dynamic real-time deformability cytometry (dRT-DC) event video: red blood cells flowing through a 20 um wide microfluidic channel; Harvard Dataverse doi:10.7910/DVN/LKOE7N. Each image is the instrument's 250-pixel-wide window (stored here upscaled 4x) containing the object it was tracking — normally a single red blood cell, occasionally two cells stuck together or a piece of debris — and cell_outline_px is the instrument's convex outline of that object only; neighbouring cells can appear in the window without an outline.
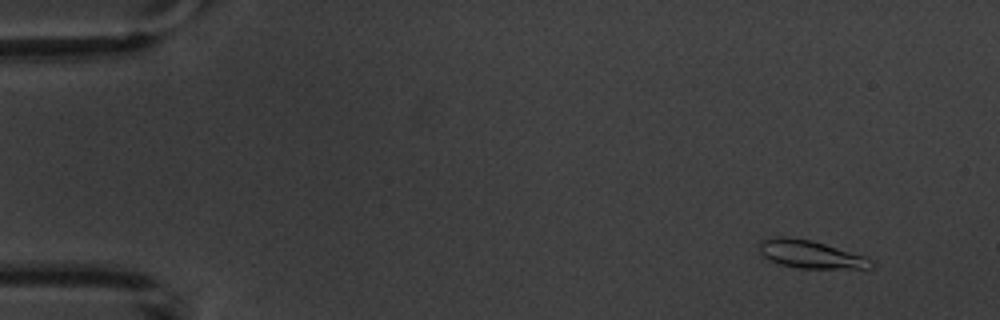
{"species": "common noctule bat (a hibernating species)", "species_latin": "Nyctalus noctula", "temperature_condition": "warm", "stored_images_in_passage": 5, "camera_frame_rate_fps": 3000, "um_per_image_px": 0.085, "animal": {"sex": "male", "body_mass_g": 20.1, "forearm_length_mm": 53.5}, "frame": {"image": 1, "passage_image": 2, "time_ms": 1.0, "image_size_px": [1000, 320], "cell_outline_px": [[876, 264], [872, 268], [796, 268], [780, 264], [764, 256], [760, 252], [760, 240], [772, 236], [784, 236], [812, 240], [868, 256]], "centroid_in_image_um": [68.95, 21.6], "position_along_channel_um": 16.1, "area_um2": 18.38}}